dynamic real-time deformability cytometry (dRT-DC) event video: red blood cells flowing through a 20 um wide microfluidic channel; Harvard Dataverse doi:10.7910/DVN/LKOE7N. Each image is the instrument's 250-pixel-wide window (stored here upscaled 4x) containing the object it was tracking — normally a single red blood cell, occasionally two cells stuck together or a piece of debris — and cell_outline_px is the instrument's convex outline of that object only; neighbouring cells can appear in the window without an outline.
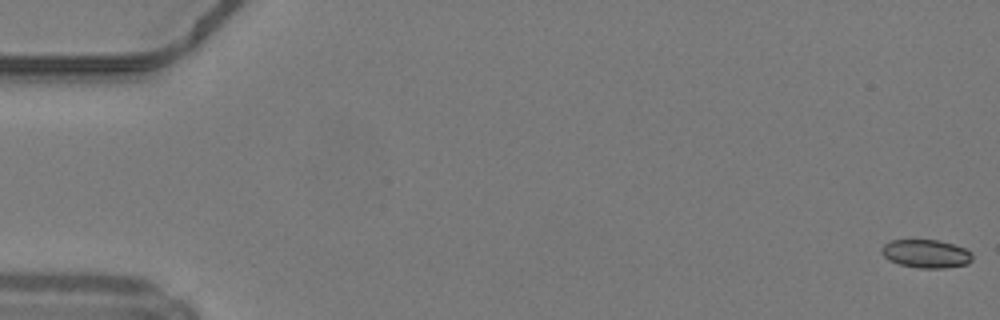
{"species": "common noctule bat (a hibernating species)", "species_latin": "Nyctalus noctula", "temperature_condition": "warm", "stored_images_in_passage": 13, "camera_frame_rate_fps": 3000, "um_per_image_px": 0.085, "animal": {"sex": "male", "body_mass_g": 19.2, "forearm_length_mm": 51.8}, "frame": {"image": 1, "passage_image": 1, "time_ms": 0.0, "image_size_px": [1000, 320], "cell_outline_px": [[972, 260], [968, 264], [944, 268], [920, 268], [900, 264], [888, 260], [880, 252], [880, 248], [884, 244], [892, 240], [940, 240], [964, 248], [972, 252]], "centroid_in_image_um": [78.71, 21.56], "position_along_channel_um": 6.3, "area_um2": 15.03}}
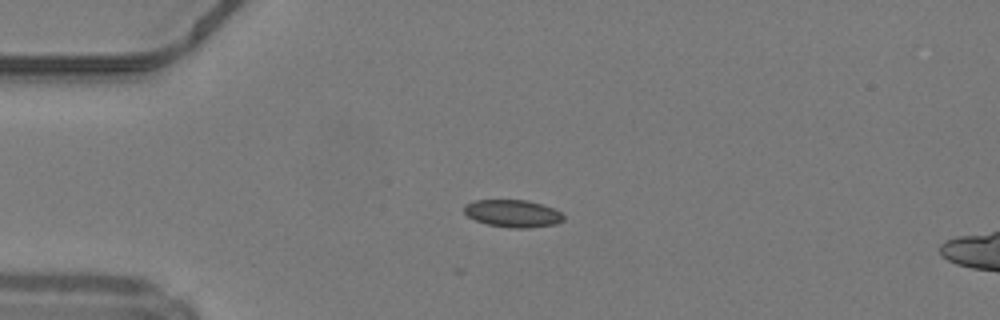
{"frame": {"image": 2, "passage_image": 13, "time_ms": 4.0, "image_size_px": [1000, 320], "cell_outline_px": [[564, 220], [556, 224], [528, 228], [508, 228], [488, 224], [476, 220], [468, 216], [464, 212], [464, 204], [476, 200], [528, 200], [552, 208], [560, 212], [564, 216]], "centroid_in_image_um": [43.58, 18.15], "position_along_channel_um": 41.4, "area_um2": 15.84}}